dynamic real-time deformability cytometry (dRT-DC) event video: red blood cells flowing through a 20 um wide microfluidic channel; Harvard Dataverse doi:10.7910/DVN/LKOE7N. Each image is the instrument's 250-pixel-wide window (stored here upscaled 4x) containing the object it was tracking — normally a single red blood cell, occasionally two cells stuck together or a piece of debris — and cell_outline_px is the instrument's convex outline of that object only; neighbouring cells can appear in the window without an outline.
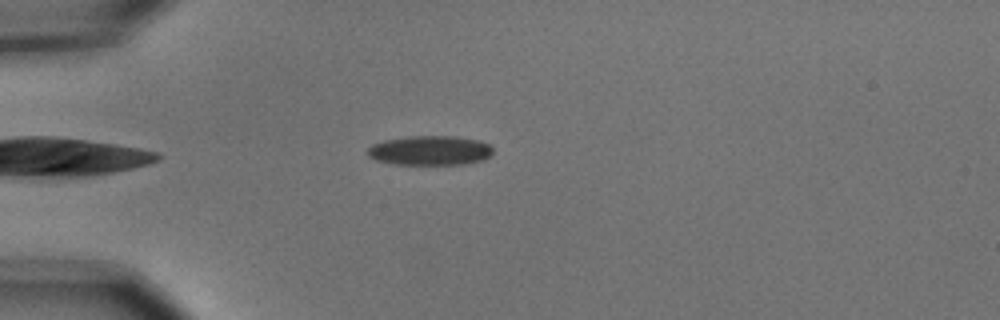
{"species": "common noctule bat (a hibernating species)", "species_latin": "Nyctalus noctula", "temperature_condition": "cold", "stored_images_in_passage": 1, "camera_frame_rate_fps": 3000, "um_per_image_px": 0.085, "animal": {"sex": "male", "body_mass_g": 15.6}, "frame": {"image": 1, "passage_image": 1, "time_ms": 0.0, "image_size_px": [1000, 320], "cell_outline_px": [[492, 152], [488, 156], [480, 160], [464, 164], [392, 164], [376, 160], [368, 156], [368, 148], [372, 144], [384, 140], [408, 136], [452, 136], [476, 140], [488, 144], [492, 148]], "centroid_in_image_um": [36.49, 12.79], "position_along_channel_um": 48.5, "area_um2": 21.33}}